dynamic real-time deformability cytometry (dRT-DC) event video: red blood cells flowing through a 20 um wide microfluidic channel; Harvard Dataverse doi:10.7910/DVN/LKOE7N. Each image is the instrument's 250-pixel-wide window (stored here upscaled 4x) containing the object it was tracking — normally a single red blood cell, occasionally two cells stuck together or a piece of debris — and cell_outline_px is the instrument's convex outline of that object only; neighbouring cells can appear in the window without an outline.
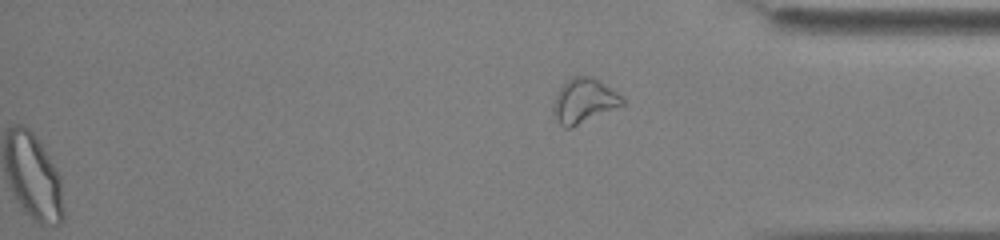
{"species": "common noctule bat (a hibernating species)", "species_latin": "Nyctalus noctula", "temperature_condition": "cold", "stored_images_in_passage": 44, "segment_of_instrument_passage": [2, 2], "camera_frame_rate_fps": 3000, "um_per_image_px": 0.085, "animal": {"sex": "male", "body_mass_g": 13.0, "forearm_length_mm": 53.1}, "frame": {"image": 1, "passage_image": 44, "time_ms": 14.333, "image_size_px": [1000, 240], "cell_outline_px": [[624, 104], [572, 128], [564, 128], [560, 124], [552, 112], [552, 108], [556, 96], [560, 88], [572, 76], [592, 76], [600, 80], [612, 88], [624, 100]], "centroid_in_image_um": [49.63, 8.57], "position_along_channel_um": 385.6, "area_um2": 17.8}}